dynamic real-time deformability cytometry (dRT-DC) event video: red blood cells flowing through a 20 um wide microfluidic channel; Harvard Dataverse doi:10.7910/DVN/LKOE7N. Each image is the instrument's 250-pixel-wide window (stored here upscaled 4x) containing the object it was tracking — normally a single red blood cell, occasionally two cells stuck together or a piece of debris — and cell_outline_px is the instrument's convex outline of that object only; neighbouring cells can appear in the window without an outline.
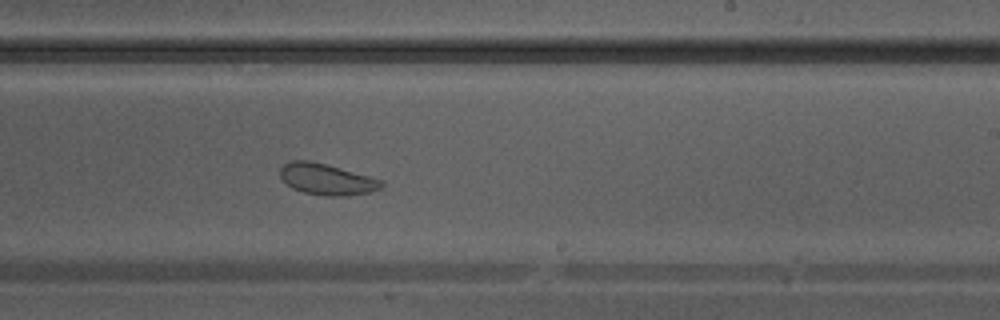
{"species": "Egyptian fruit bat (a non-hibernating species)", "species_latin": "Rousettus aegyptiacus", "temperature_condition": "warm", "stored_images_in_passage": 35, "camera_frame_rate_fps": 3000, "um_per_image_px": 0.085, "animal": {"sex": "male"}, "frame": {"image": 1, "passage_image": 20, "time_ms": 6.333, "image_size_px": [1000, 320], "cell_outline_px": [[384, 184], [380, 188], [372, 192], [348, 196], [324, 196], [304, 192], [292, 188], [280, 176], [280, 168], [288, 160], [308, 160], [340, 168], [384, 180]], "centroid_in_image_um": [27.79, 15.24], "position_along_channel_um": 261.2, "area_um2": 18.44}}